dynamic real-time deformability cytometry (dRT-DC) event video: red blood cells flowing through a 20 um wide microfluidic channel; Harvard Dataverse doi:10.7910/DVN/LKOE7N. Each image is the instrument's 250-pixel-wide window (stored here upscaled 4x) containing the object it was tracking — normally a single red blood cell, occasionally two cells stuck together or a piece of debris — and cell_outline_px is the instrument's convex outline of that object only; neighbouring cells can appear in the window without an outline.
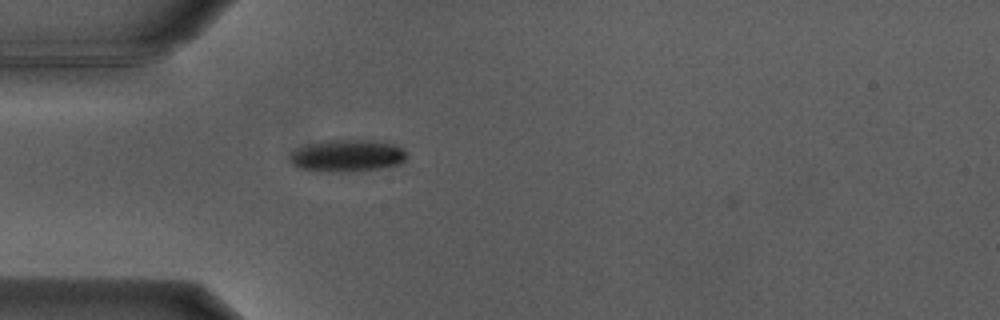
{"species": "Egyptian fruit bat (a non-hibernating species)", "species_latin": "Rousettus aegyptiacus", "temperature_condition": "warm", "stored_images_in_passage": 35, "camera_frame_rate_fps": 3000, "um_per_image_px": 0.085, "animal": {"sex": "male"}, "frame": {"image": 1, "passage_image": 1, "time_ms": 0.0, "image_size_px": [1000, 320], "cell_outline_px": [[408, 156], [400, 164], [380, 168], [300, 168], [292, 164], [292, 152], [308, 144], [324, 140], [372, 140], [392, 144], [404, 148]], "centroid_in_image_um": [29.62, 13.15], "position_along_channel_um": 55.4, "area_um2": 20.29}}
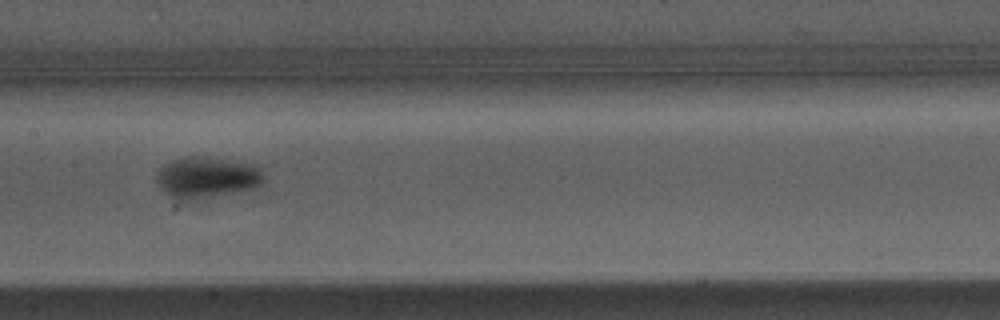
{"frame": {"image": 2, "passage_image": 12, "time_ms": 3.667, "image_size_px": [1000, 320], "cell_outline_px": [[260, 184], [252, 188], [188, 200], [180, 200], [168, 192], [156, 180], [156, 172], [164, 164], [172, 160], [184, 156], [196, 156], [252, 164], [260, 172]], "centroid_in_image_um": [17.49, 15.05], "position_along_channel_um": 189.9, "area_um2": 24.39}}
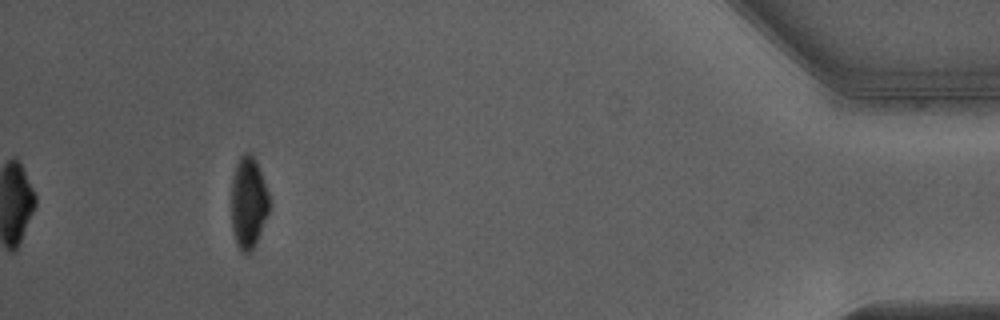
{"frame": {"image": 3, "passage_image": 35, "time_ms": 11.333, "image_size_px": [1000, 320], "cell_outline_px": [[272, 208], [252, 248], [248, 252], [244, 252], [236, 244], [232, 228], [232, 176], [236, 164], [240, 156], [244, 152], [252, 152], [256, 160], [268, 192], [272, 204]], "centroid_in_image_um": [21.14, 17.15], "position_along_channel_um": 414.1, "area_um2": 20.35}, "authors_computed_cell_mechanics": {"area_um2": 22.7732, "velocity_mm_per_s": 3.8193, "shape_relaxation_time_tau1_ms": 2.4233, "shape_relaxation_time_tau2_ms": null, "deformation_change_tau1": 0.1588, "deformation_change_tau2": null}}